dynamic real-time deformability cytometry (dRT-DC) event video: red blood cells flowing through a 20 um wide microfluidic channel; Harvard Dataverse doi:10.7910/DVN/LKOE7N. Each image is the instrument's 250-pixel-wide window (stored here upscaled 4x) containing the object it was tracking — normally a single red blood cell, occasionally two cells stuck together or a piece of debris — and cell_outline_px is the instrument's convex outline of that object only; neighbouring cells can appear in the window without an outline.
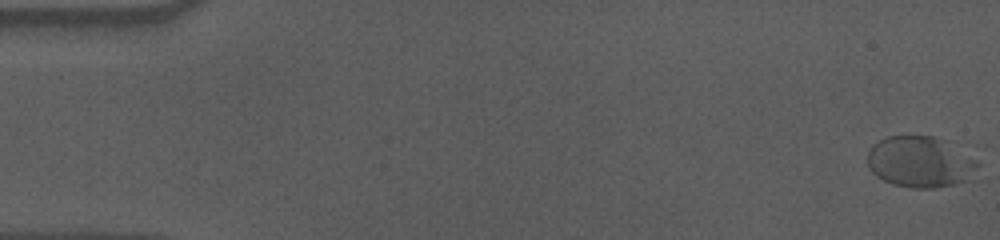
{"species": "human", "species_latin": "Homo sapiens", "temperature_condition": "cold", "stored_images_in_passage": 58, "camera_frame_rate_fps": 3000, "um_per_image_px": 0.085, "donor": {"sex": "male"}, "frame": {"image": 1, "passage_image": 1, "time_ms": 0.0, "image_size_px": [1000, 240], "cell_outline_px": [[980, 164], [972, 180], [956, 184], [936, 188], [912, 188], [892, 184], [876, 176], [868, 168], [868, 152], [872, 144], [888, 136], [936, 136], [948, 140], [976, 160]], "centroid_in_image_um": [78.26, 13.77], "position_along_channel_um": 6.7, "area_um2": 33.47}}
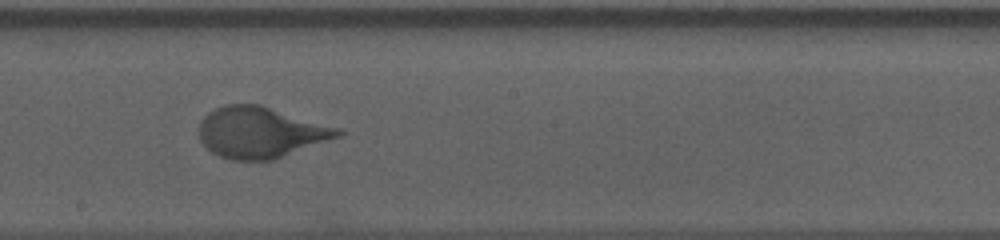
{"frame": {"image": 2, "passage_image": 33, "time_ms": 10.667, "image_size_px": [1000, 240], "cell_outline_px": [[344, 132], [340, 136], [272, 160], [232, 160], [220, 156], [212, 152], [200, 140], [200, 120], [208, 112], [224, 104], [260, 104], [340, 128]], "centroid_in_image_um": [22.13, 11.24], "position_along_channel_um": 226.1, "area_um2": 41.04}}
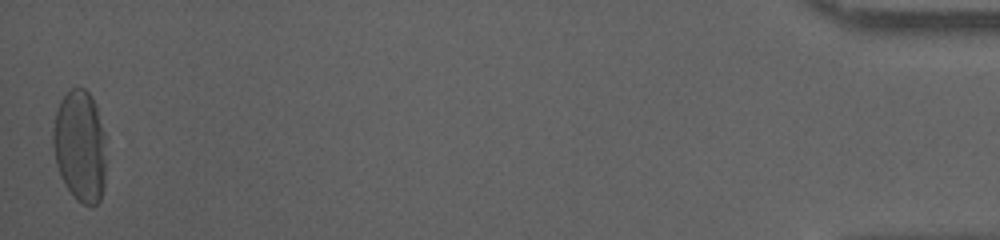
{"frame": {"image": 3, "passage_image": 58, "time_ms": 19.0, "image_size_px": [1000, 240], "cell_outline_px": [[108, 136], [104, 188], [100, 200], [96, 204], [84, 204], [76, 200], [64, 184], [60, 176], [56, 164], [52, 144], [52, 132], [56, 112], [60, 100], [72, 88], [84, 88], [92, 96], [96, 104]], "centroid_in_image_um": [6.85, 12.4], "position_along_channel_um": 428.4, "area_um2": 35.72}, "authors_computed_cell_mechanics": {"area_um2": 37.3099, "velocity_mm_per_s": 3.5374, "shape_relaxation_time_tau1_ms": 4.7225, "shape_relaxation_time_tau2_ms": null, "deformation_change_tau1": 0.1781, "deformation_change_tau2": null}}